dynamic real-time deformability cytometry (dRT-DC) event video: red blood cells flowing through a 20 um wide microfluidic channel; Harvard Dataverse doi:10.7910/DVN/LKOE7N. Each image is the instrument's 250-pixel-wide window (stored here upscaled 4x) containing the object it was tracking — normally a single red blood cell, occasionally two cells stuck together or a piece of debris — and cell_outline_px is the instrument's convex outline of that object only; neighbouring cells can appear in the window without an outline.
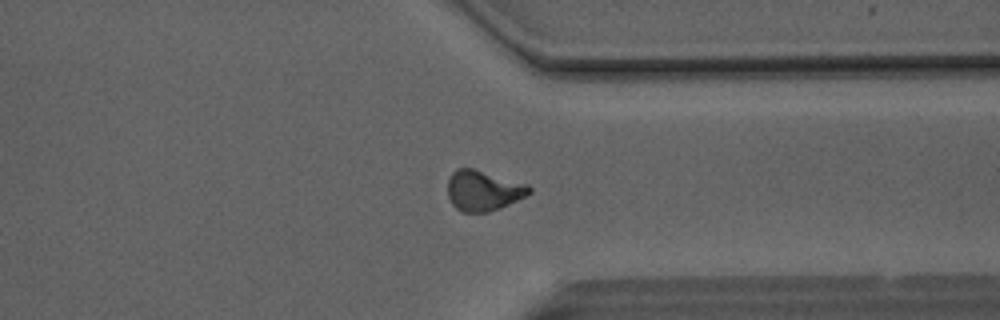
{"species": "Egyptian fruit bat (a non-hibernating species)", "species_latin": "Rousettus aegyptiacus", "temperature_condition": "room temperature", "stored_images_in_passage": 50, "camera_frame_rate_fps": 3000, "um_per_image_px": 0.085, "animal": {"sex": "male"}, "frame": {"image": 1, "passage_image": 39, "time_ms": 12.667, "image_size_px": [1000, 320], "cell_outline_px": [[532, 192], [500, 208], [488, 212], [460, 212], [452, 204], [448, 196], [448, 180], [452, 172], [456, 168], [472, 168], [528, 184], [532, 188]], "centroid_in_image_um": [41.06, 16.2], "position_along_channel_um": 370.3, "area_um2": 19.13}}
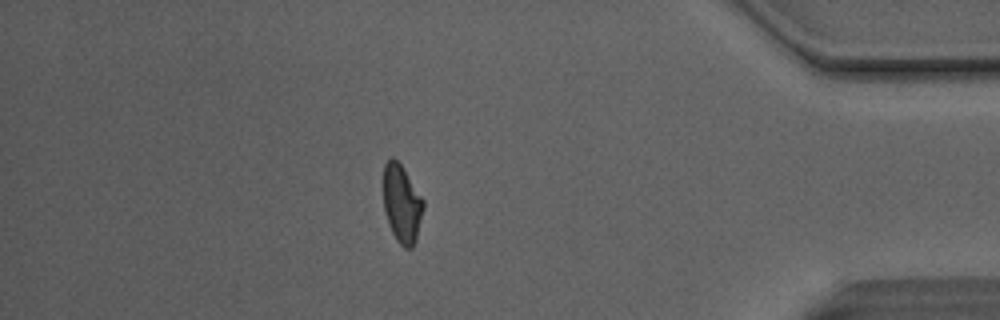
{"frame": {"image": 2, "passage_image": 44, "time_ms": 14.333, "image_size_px": [1000, 320], "cell_outline_px": [[424, 208], [416, 240], [412, 248], [404, 248], [396, 240], [388, 224], [384, 208], [384, 164], [392, 156], [404, 168], [424, 200]], "centroid_in_image_um": [34.17, 17.33], "position_along_channel_um": 401.0, "area_um2": 18.21}, "authors_computed_cell_mechanics": {"area_um2": 18.8717, "velocity_mm_per_s": 4.1409, "shape_relaxation_time_tau1_ms": 7.3499, "shape_relaxation_time_tau2_ms": 2.5356, "deformation_change_tau1": 0.2077, "deformation_change_tau2": 0.105}}